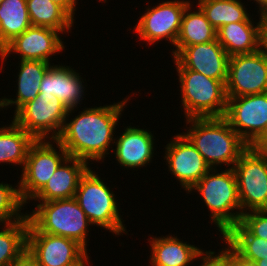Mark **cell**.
<instances>
[{
	"mask_svg": "<svg viewBox=\"0 0 267 266\" xmlns=\"http://www.w3.org/2000/svg\"><path fill=\"white\" fill-rule=\"evenodd\" d=\"M129 97L131 96L109 105L84 107L83 111H79L71 119L69 117L77 110L69 109L62 132L56 139L69 157L93 164V161L100 163L107 155H111L116 138L115 130L117 126L119 128L118 123L125 106L127 108ZM111 146L112 150L109 149Z\"/></svg>",
	"mask_w": 267,
	"mask_h": 266,
	"instance_id": "cell-1",
	"label": "cell"
},
{
	"mask_svg": "<svg viewBox=\"0 0 267 266\" xmlns=\"http://www.w3.org/2000/svg\"><path fill=\"white\" fill-rule=\"evenodd\" d=\"M189 127L183 134L201 153L210 168H233L240 155L249 147L231 128L224 117H192L185 120Z\"/></svg>",
	"mask_w": 267,
	"mask_h": 266,
	"instance_id": "cell-2",
	"label": "cell"
},
{
	"mask_svg": "<svg viewBox=\"0 0 267 266\" xmlns=\"http://www.w3.org/2000/svg\"><path fill=\"white\" fill-rule=\"evenodd\" d=\"M222 170L211 168L187 193L197 192L201 196L210 212V223L216 225L221 237L238 224L243 215L234 169Z\"/></svg>",
	"mask_w": 267,
	"mask_h": 266,
	"instance_id": "cell-3",
	"label": "cell"
},
{
	"mask_svg": "<svg viewBox=\"0 0 267 266\" xmlns=\"http://www.w3.org/2000/svg\"><path fill=\"white\" fill-rule=\"evenodd\" d=\"M177 71L181 106L185 119L192 117H223L227 106L226 81L206 77L184 68L173 58Z\"/></svg>",
	"mask_w": 267,
	"mask_h": 266,
	"instance_id": "cell-4",
	"label": "cell"
},
{
	"mask_svg": "<svg viewBox=\"0 0 267 266\" xmlns=\"http://www.w3.org/2000/svg\"><path fill=\"white\" fill-rule=\"evenodd\" d=\"M104 181L89 168L81 177L74 198L93 226L109 230L115 236L128 235L117 196Z\"/></svg>",
	"mask_w": 267,
	"mask_h": 266,
	"instance_id": "cell-5",
	"label": "cell"
},
{
	"mask_svg": "<svg viewBox=\"0 0 267 266\" xmlns=\"http://www.w3.org/2000/svg\"><path fill=\"white\" fill-rule=\"evenodd\" d=\"M38 203L26 215L39 232L71 238L88 250L92 224L75 198Z\"/></svg>",
	"mask_w": 267,
	"mask_h": 266,
	"instance_id": "cell-6",
	"label": "cell"
},
{
	"mask_svg": "<svg viewBox=\"0 0 267 266\" xmlns=\"http://www.w3.org/2000/svg\"><path fill=\"white\" fill-rule=\"evenodd\" d=\"M68 157L67 151L55 139L35 140L30 145L21 177H18L19 194L26 205Z\"/></svg>",
	"mask_w": 267,
	"mask_h": 266,
	"instance_id": "cell-7",
	"label": "cell"
},
{
	"mask_svg": "<svg viewBox=\"0 0 267 266\" xmlns=\"http://www.w3.org/2000/svg\"><path fill=\"white\" fill-rule=\"evenodd\" d=\"M69 109L53 94L39 93L23 105L12 119L35 140L57 139Z\"/></svg>",
	"mask_w": 267,
	"mask_h": 266,
	"instance_id": "cell-8",
	"label": "cell"
},
{
	"mask_svg": "<svg viewBox=\"0 0 267 266\" xmlns=\"http://www.w3.org/2000/svg\"><path fill=\"white\" fill-rule=\"evenodd\" d=\"M242 213L267 210V153L249 146L233 166Z\"/></svg>",
	"mask_w": 267,
	"mask_h": 266,
	"instance_id": "cell-9",
	"label": "cell"
},
{
	"mask_svg": "<svg viewBox=\"0 0 267 266\" xmlns=\"http://www.w3.org/2000/svg\"><path fill=\"white\" fill-rule=\"evenodd\" d=\"M189 0H166L157 3V6H148L139 17L134 26L136 35L140 40L154 45L162 40L169 41L175 47L177 41L183 14L186 8L191 4Z\"/></svg>",
	"mask_w": 267,
	"mask_h": 266,
	"instance_id": "cell-10",
	"label": "cell"
},
{
	"mask_svg": "<svg viewBox=\"0 0 267 266\" xmlns=\"http://www.w3.org/2000/svg\"><path fill=\"white\" fill-rule=\"evenodd\" d=\"M227 98L223 117L241 139L252 146L267 128V92Z\"/></svg>",
	"mask_w": 267,
	"mask_h": 266,
	"instance_id": "cell-11",
	"label": "cell"
},
{
	"mask_svg": "<svg viewBox=\"0 0 267 266\" xmlns=\"http://www.w3.org/2000/svg\"><path fill=\"white\" fill-rule=\"evenodd\" d=\"M27 251L39 266H74L88 253L76 240L39 232L30 222Z\"/></svg>",
	"mask_w": 267,
	"mask_h": 266,
	"instance_id": "cell-12",
	"label": "cell"
},
{
	"mask_svg": "<svg viewBox=\"0 0 267 266\" xmlns=\"http://www.w3.org/2000/svg\"><path fill=\"white\" fill-rule=\"evenodd\" d=\"M267 92V58L259 49L250 54L230 56L226 81L227 97Z\"/></svg>",
	"mask_w": 267,
	"mask_h": 266,
	"instance_id": "cell-13",
	"label": "cell"
},
{
	"mask_svg": "<svg viewBox=\"0 0 267 266\" xmlns=\"http://www.w3.org/2000/svg\"><path fill=\"white\" fill-rule=\"evenodd\" d=\"M60 34V31L51 28L31 25L0 51V72L4 69L3 64L10 58V54H19L17 56L20 60H41L51 63V57L65 49V43L62 41L64 38H61Z\"/></svg>",
	"mask_w": 267,
	"mask_h": 266,
	"instance_id": "cell-14",
	"label": "cell"
},
{
	"mask_svg": "<svg viewBox=\"0 0 267 266\" xmlns=\"http://www.w3.org/2000/svg\"><path fill=\"white\" fill-rule=\"evenodd\" d=\"M166 144L164 160L168 171L179 181L180 189L189 190L211 169L190 140L179 133Z\"/></svg>",
	"mask_w": 267,
	"mask_h": 266,
	"instance_id": "cell-15",
	"label": "cell"
},
{
	"mask_svg": "<svg viewBox=\"0 0 267 266\" xmlns=\"http://www.w3.org/2000/svg\"><path fill=\"white\" fill-rule=\"evenodd\" d=\"M124 132L116 136L114 142V157L123 169L137 170L152 163L156 148V138L153 131L136 128L135 126L124 127Z\"/></svg>",
	"mask_w": 267,
	"mask_h": 266,
	"instance_id": "cell-16",
	"label": "cell"
},
{
	"mask_svg": "<svg viewBox=\"0 0 267 266\" xmlns=\"http://www.w3.org/2000/svg\"><path fill=\"white\" fill-rule=\"evenodd\" d=\"M174 58L186 69L227 81L230 56L217 39L186 46Z\"/></svg>",
	"mask_w": 267,
	"mask_h": 266,
	"instance_id": "cell-17",
	"label": "cell"
},
{
	"mask_svg": "<svg viewBox=\"0 0 267 266\" xmlns=\"http://www.w3.org/2000/svg\"><path fill=\"white\" fill-rule=\"evenodd\" d=\"M72 66L57 64L46 71L40 83L39 93L53 94L58 97L68 109L79 108L86 95L83 79L78 72L71 68ZM84 80V81H83ZM85 86H84V85ZM81 102V103H80Z\"/></svg>",
	"mask_w": 267,
	"mask_h": 266,
	"instance_id": "cell-18",
	"label": "cell"
},
{
	"mask_svg": "<svg viewBox=\"0 0 267 266\" xmlns=\"http://www.w3.org/2000/svg\"><path fill=\"white\" fill-rule=\"evenodd\" d=\"M90 167L83 160L68 157L31 201L37 203L74 198L81 177Z\"/></svg>",
	"mask_w": 267,
	"mask_h": 266,
	"instance_id": "cell-19",
	"label": "cell"
},
{
	"mask_svg": "<svg viewBox=\"0 0 267 266\" xmlns=\"http://www.w3.org/2000/svg\"><path fill=\"white\" fill-rule=\"evenodd\" d=\"M152 236V237H151ZM147 239L151 252L150 266H191L205 250L181 240L177 235L153 236Z\"/></svg>",
	"mask_w": 267,
	"mask_h": 266,
	"instance_id": "cell-20",
	"label": "cell"
},
{
	"mask_svg": "<svg viewBox=\"0 0 267 266\" xmlns=\"http://www.w3.org/2000/svg\"><path fill=\"white\" fill-rule=\"evenodd\" d=\"M262 21L263 16L256 23L250 15L245 21L226 24L217 30V40L229 56L254 53L260 49Z\"/></svg>",
	"mask_w": 267,
	"mask_h": 266,
	"instance_id": "cell-21",
	"label": "cell"
},
{
	"mask_svg": "<svg viewBox=\"0 0 267 266\" xmlns=\"http://www.w3.org/2000/svg\"><path fill=\"white\" fill-rule=\"evenodd\" d=\"M16 78V98H0V110L15 106L14 114L27 102L37 97L40 83L46 71L53 65L41 60H20ZM8 107V108H7Z\"/></svg>",
	"mask_w": 267,
	"mask_h": 266,
	"instance_id": "cell-22",
	"label": "cell"
},
{
	"mask_svg": "<svg viewBox=\"0 0 267 266\" xmlns=\"http://www.w3.org/2000/svg\"><path fill=\"white\" fill-rule=\"evenodd\" d=\"M193 3L191 2L183 14L175 49H171L172 58L186 46L211 42L217 39V30L206 19L202 10L195 6L197 10L195 8V11H192Z\"/></svg>",
	"mask_w": 267,
	"mask_h": 266,
	"instance_id": "cell-23",
	"label": "cell"
},
{
	"mask_svg": "<svg viewBox=\"0 0 267 266\" xmlns=\"http://www.w3.org/2000/svg\"><path fill=\"white\" fill-rule=\"evenodd\" d=\"M35 139L14 120L0 127V164L19 165L23 169L30 145ZM11 164V165H10Z\"/></svg>",
	"mask_w": 267,
	"mask_h": 266,
	"instance_id": "cell-24",
	"label": "cell"
},
{
	"mask_svg": "<svg viewBox=\"0 0 267 266\" xmlns=\"http://www.w3.org/2000/svg\"><path fill=\"white\" fill-rule=\"evenodd\" d=\"M30 26L26 0H3L0 4V51Z\"/></svg>",
	"mask_w": 267,
	"mask_h": 266,
	"instance_id": "cell-25",
	"label": "cell"
},
{
	"mask_svg": "<svg viewBox=\"0 0 267 266\" xmlns=\"http://www.w3.org/2000/svg\"><path fill=\"white\" fill-rule=\"evenodd\" d=\"M221 239L243 260L256 263L267 259V240L254 236L241 222Z\"/></svg>",
	"mask_w": 267,
	"mask_h": 266,
	"instance_id": "cell-26",
	"label": "cell"
},
{
	"mask_svg": "<svg viewBox=\"0 0 267 266\" xmlns=\"http://www.w3.org/2000/svg\"><path fill=\"white\" fill-rule=\"evenodd\" d=\"M31 25L51 28L63 33L71 31L75 21L51 0H26Z\"/></svg>",
	"mask_w": 267,
	"mask_h": 266,
	"instance_id": "cell-27",
	"label": "cell"
},
{
	"mask_svg": "<svg viewBox=\"0 0 267 266\" xmlns=\"http://www.w3.org/2000/svg\"><path fill=\"white\" fill-rule=\"evenodd\" d=\"M28 225L27 215L19 221L1 224L0 266H11L27 250Z\"/></svg>",
	"mask_w": 267,
	"mask_h": 266,
	"instance_id": "cell-28",
	"label": "cell"
},
{
	"mask_svg": "<svg viewBox=\"0 0 267 266\" xmlns=\"http://www.w3.org/2000/svg\"><path fill=\"white\" fill-rule=\"evenodd\" d=\"M244 4L241 0H198L196 5L218 30L226 24L245 21L250 14Z\"/></svg>",
	"mask_w": 267,
	"mask_h": 266,
	"instance_id": "cell-29",
	"label": "cell"
},
{
	"mask_svg": "<svg viewBox=\"0 0 267 266\" xmlns=\"http://www.w3.org/2000/svg\"><path fill=\"white\" fill-rule=\"evenodd\" d=\"M25 206L19 194L18 182L16 186L10 183H0V225L23 219L26 212L24 214L21 210L24 211Z\"/></svg>",
	"mask_w": 267,
	"mask_h": 266,
	"instance_id": "cell-30",
	"label": "cell"
},
{
	"mask_svg": "<svg viewBox=\"0 0 267 266\" xmlns=\"http://www.w3.org/2000/svg\"><path fill=\"white\" fill-rule=\"evenodd\" d=\"M254 236L267 240V210L243 213L240 221Z\"/></svg>",
	"mask_w": 267,
	"mask_h": 266,
	"instance_id": "cell-31",
	"label": "cell"
},
{
	"mask_svg": "<svg viewBox=\"0 0 267 266\" xmlns=\"http://www.w3.org/2000/svg\"><path fill=\"white\" fill-rule=\"evenodd\" d=\"M225 247L218 252L206 250L199 257L202 263L198 266H231L230 263V247L224 242ZM217 253V254H216Z\"/></svg>",
	"mask_w": 267,
	"mask_h": 266,
	"instance_id": "cell-32",
	"label": "cell"
},
{
	"mask_svg": "<svg viewBox=\"0 0 267 266\" xmlns=\"http://www.w3.org/2000/svg\"><path fill=\"white\" fill-rule=\"evenodd\" d=\"M53 3L60 6L74 21H75V11H77L76 6L79 0H51Z\"/></svg>",
	"mask_w": 267,
	"mask_h": 266,
	"instance_id": "cell-33",
	"label": "cell"
},
{
	"mask_svg": "<svg viewBox=\"0 0 267 266\" xmlns=\"http://www.w3.org/2000/svg\"><path fill=\"white\" fill-rule=\"evenodd\" d=\"M11 266H39V264L26 250Z\"/></svg>",
	"mask_w": 267,
	"mask_h": 266,
	"instance_id": "cell-34",
	"label": "cell"
},
{
	"mask_svg": "<svg viewBox=\"0 0 267 266\" xmlns=\"http://www.w3.org/2000/svg\"><path fill=\"white\" fill-rule=\"evenodd\" d=\"M260 50L267 58V16L263 17L260 30Z\"/></svg>",
	"mask_w": 267,
	"mask_h": 266,
	"instance_id": "cell-35",
	"label": "cell"
},
{
	"mask_svg": "<svg viewBox=\"0 0 267 266\" xmlns=\"http://www.w3.org/2000/svg\"><path fill=\"white\" fill-rule=\"evenodd\" d=\"M251 147L256 151L267 153V128Z\"/></svg>",
	"mask_w": 267,
	"mask_h": 266,
	"instance_id": "cell-36",
	"label": "cell"
},
{
	"mask_svg": "<svg viewBox=\"0 0 267 266\" xmlns=\"http://www.w3.org/2000/svg\"><path fill=\"white\" fill-rule=\"evenodd\" d=\"M230 263L231 266H257L255 263L241 259L231 248H230Z\"/></svg>",
	"mask_w": 267,
	"mask_h": 266,
	"instance_id": "cell-37",
	"label": "cell"
},
{
	"mask_svg": "<svg viewBox=\"0 0 267 266\" xmlns=\"http://www.w3.org/2000/svg\"><path fill=\"white\" fill-rule=\"evenodd\" d=\"M254 1L255 4H258L256 7H258V13L260 16L266 17L267 16V0H250Z\"/></svg>",
	"mask_w": 267,
	"mask_h": 266,
	"instance_id": "cell-38",
	"label": "cell"
},
{
	"mask_svg": "<svg viewBox=\"0 0 267 266\" xmlns=\"http://www.w3.org/2000/svg\"><path fill=\"white\" fill-rule=\"evenodd\" d=\"M90 256L89 253L77 264H75L74 266H91L90 265Z\"/></svg>",
	"mask_w": 267,
	"mask_h": 266,
	"instance_id": "cell-39",
	"label": "cell"
},
{
	"mask_svg": "<svg viewBox=\"0 0 267 266\" xmlns=\"http://www.w3.org/2000/svg\"><path fill=\"white\" fill-rule=\"evenodd\" d=\"M257 266H267V259H261L255 263Z\"/></svg>",
	"mask_w": 267,
	"mask_h": 266,
	"instance_id": "cell-40",
	"label": "cell"
},
{
	"mask_svg": "<svg viewBox=\"0 0 267 266\" xmlns=\"http://www.w3.org/2000/svg\"><path fill=\"white\" fill-rule=\"evenodd\" d=\"M97 1H99V2H104V3L107 2V0H97Z\"/></svg>",
	"mask_w": 267,
	"mask_h": 266,
	"instance_id": "cell-41",
	"label": "cell"
}]
</instances>
